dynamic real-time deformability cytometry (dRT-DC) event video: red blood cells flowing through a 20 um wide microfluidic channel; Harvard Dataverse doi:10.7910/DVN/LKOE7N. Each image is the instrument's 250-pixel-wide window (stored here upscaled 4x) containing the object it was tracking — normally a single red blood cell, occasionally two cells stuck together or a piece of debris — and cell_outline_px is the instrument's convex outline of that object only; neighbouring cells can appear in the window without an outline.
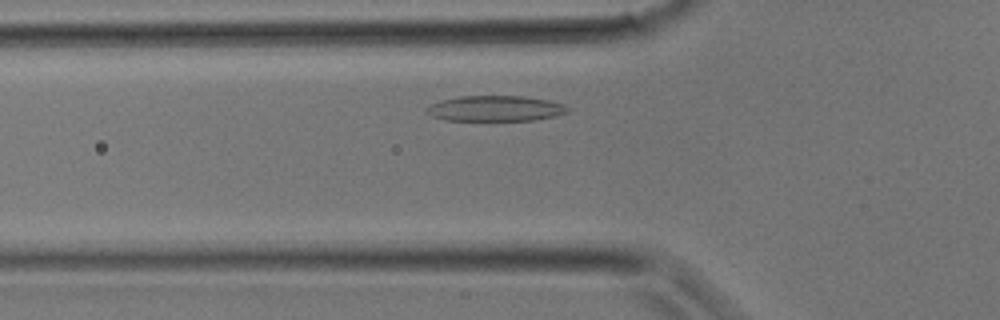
{"species": "common noctule bat (a hibernating species)", "species_latin": "Nyctalus noctula", "temperature_condition": "room temperature", "stored_images_in_passage": 25, "camera_frame_rate_fps": 3000, "um_per_image_px": 0.085, "animal": {"sex": "male", "body_mass_g": 17.9}, "frame": {"image": 1, "passage_image": 4, "time_ms": 1.0, "image_size_px": [1000, 320], "cell_outline_px": [[572, 108], [568, 112], [556, 116], [536, 120], [444, 120], [432, 116], [428, 112], [428, 108], [432, 104], [440, 100], [460, 96], [524, 96], [548, 100], [564, 104]], "centroid_in_image_um": [42.18, 9.22], "position_along_channel_um": 83.6, "area_um2": 20.98}}
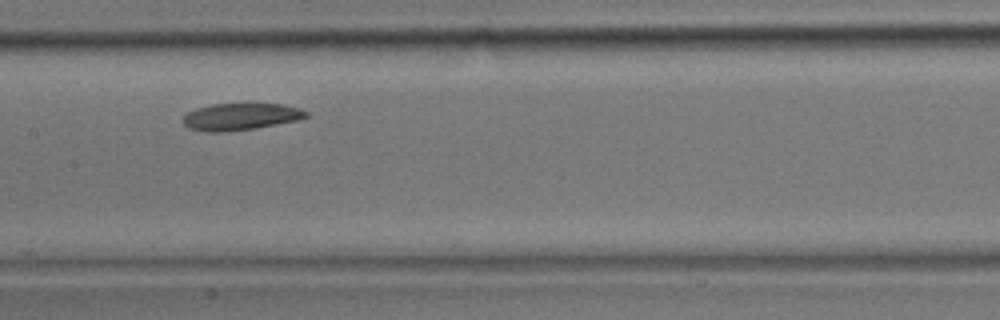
{"frame": {"image": 2, "passage_image": 9, "time_ms": 2.667, "image_size_px": [1000, 320], "cell_outline_px": [[308, 116], [296, 120], [256, 128], [228, 132], [208, 132], [188, 128], [184, 124], [184, 116], [188, 112], [196, 108], [212, 104], [280, 104], [300, 108], [308, 112]], "centroid_in_image_um": [20.43, 9.92], "position_along_channel_um": 187.0, "area_um2": 19.19}}
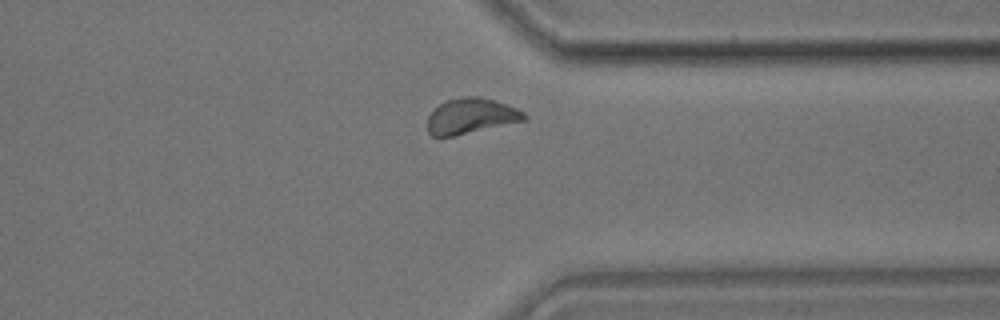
{"frame": {"image": 3, "passage_image": 18, "time_ms": 5.667, "image_size_px": [1000, 320], "cell_outline_px": [[528, 116], [524, 120], [456, 136], [432, 136], [428, 132], [428, 116], [444, 100], [464, 96], [480, 96], [516, 108], [524, 112]], "centroid_in_image_um": [40.01, 9.86], "position_along_channel_um": 371.4, "area_um2": 19.83}}